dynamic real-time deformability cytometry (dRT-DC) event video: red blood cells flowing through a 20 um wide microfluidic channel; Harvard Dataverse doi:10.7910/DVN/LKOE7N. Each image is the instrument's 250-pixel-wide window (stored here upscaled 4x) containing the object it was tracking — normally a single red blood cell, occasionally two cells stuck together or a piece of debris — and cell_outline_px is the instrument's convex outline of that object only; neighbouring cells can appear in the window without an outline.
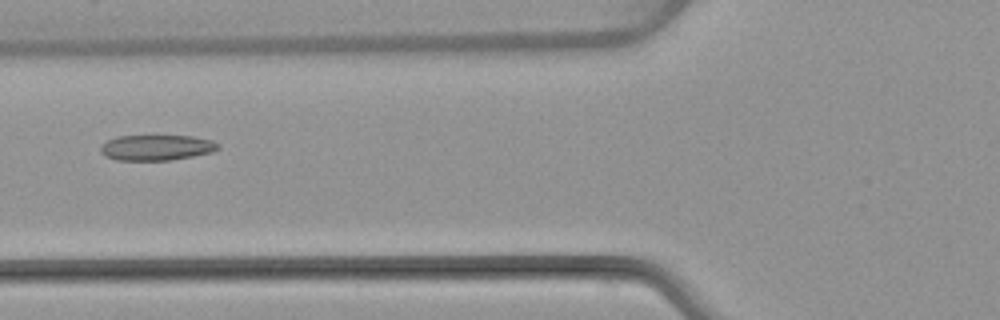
{"species": "common noctule bat (a hibernating species)", "species_latin": "Nyctalus noctula", "temperature_condition": "warm", "stored_images_in_passage": 5, "camera_frame_rate_fps": 3000, "um_per_image_px": 0.085, "animal": {"sex": "female", "body_mass_g": 22.7, "forearm_length_mm": 54.2}, "frame": {"image": 1, "passage_image": 5, "time_ms": 5.667, "image_size_px": [1000, 320], "cell_outline_px": [[220, 148], [212, 152], [172, 160], [116, 160], [104, 156], [100, 152], [100, 144], [116, 136], [192, 136], [212, 140], [220, 144]], "centroid_in_image_um": [13.28, 12.54], "position_along_channel_um": 112.5, "area_um2": 17.63}}